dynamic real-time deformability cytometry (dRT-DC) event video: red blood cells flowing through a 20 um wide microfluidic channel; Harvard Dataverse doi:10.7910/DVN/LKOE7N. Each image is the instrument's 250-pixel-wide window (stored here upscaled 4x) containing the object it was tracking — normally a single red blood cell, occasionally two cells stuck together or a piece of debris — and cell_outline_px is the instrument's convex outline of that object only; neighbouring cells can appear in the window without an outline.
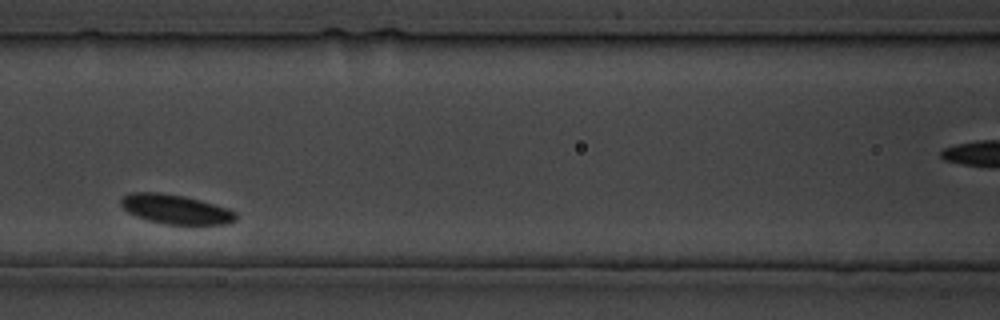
{"species": "common noctule bat (a hibernating species)", "species_latin": "Nyctalus noctula", "temperature_condition": "cold", "stored_images_in_passage": 9, "camera_frame_rate_fps": 3000, "um_per_image_px": 0.085, "animal": {"sex": "male", "body_mass_g": 19.5, "forearm_length_mm": 54.6}, "frame": {"image": 1, "passage_image": 6, "time_ms": 6.333, "image_size_px": [1000, 320], "cell_outline_px": [[236, 220], [228, 224], [164, 224], [148, 220], [136, 216], [128, 212], [120, 204], [120, 200], [124, 196], [132, 192], [160, 192], [184, 196], [200, 200], [228, 208], [236, 212]], "centroid_in_image_um": [14.93, 17.78], "position_along_channel_um": 151.7, "area_um2": 19.65}}